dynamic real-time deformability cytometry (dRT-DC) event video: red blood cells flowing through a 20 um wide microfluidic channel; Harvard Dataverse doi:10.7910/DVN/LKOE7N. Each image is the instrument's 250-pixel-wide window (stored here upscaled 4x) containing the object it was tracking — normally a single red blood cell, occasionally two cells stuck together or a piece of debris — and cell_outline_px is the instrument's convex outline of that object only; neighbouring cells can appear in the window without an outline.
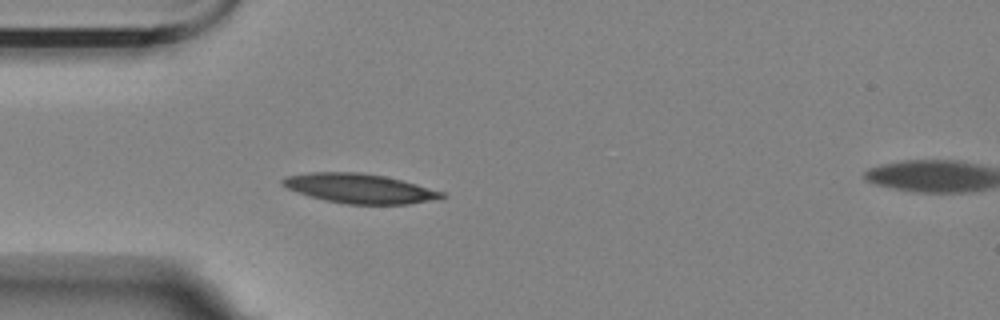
{"species": "Egyptian fruit bat (a non-hibernating species)", "species_latin": "Rousettus aegyptiacus", "temperature_condition": "room temperature", "stored_images_in_passage": 4, "segment_of_instrument_passage": [1, 2], "camera_frame_rate_fps": 3000, "um_per_image_px": 0.085, "animal": {"sex": "female"}, "frame": {"image": 1, "passage_image": 3, "time_ms": 2.333, "image_size_px": [1000, 320], "cell_outline_px": [[448, 196], [440, 200], [408, 204], [348, 204], [324, 200], [308, 196], [288, 188], [280, 184], [280, 180], [288, 176], [312, 172], [360, 172], [384, 176], [416, 184], [444, 192]], "centroid_in_image_um": [30.61, 16.03], "position_along_channel_um": 54.4, "area_um2": 27.46}}